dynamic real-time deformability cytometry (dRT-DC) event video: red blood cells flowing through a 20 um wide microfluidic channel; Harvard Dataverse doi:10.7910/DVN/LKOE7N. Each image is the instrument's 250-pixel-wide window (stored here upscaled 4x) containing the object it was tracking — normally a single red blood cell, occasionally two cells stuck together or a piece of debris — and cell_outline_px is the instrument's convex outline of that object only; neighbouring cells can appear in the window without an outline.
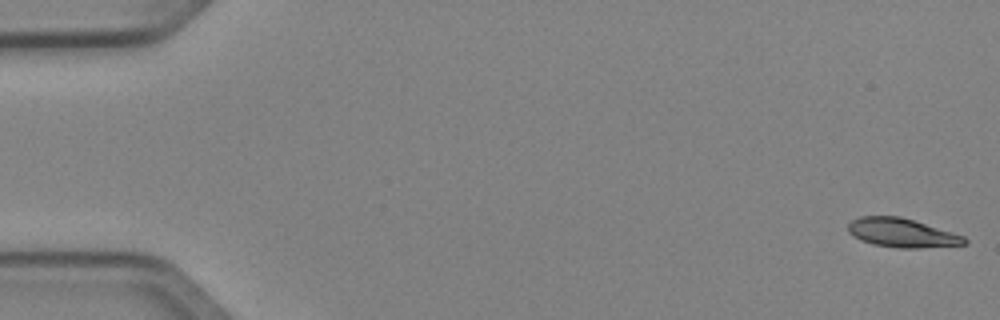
{"species": "Egyptian fruit bat (a non-hibernating species)", "species_latin": "Rousettus aegyptiacus", "temperature_condition": "cold", "stored_images_in_passage": 52, "segment_of_instrument_passage": [1, 2], "camera_frame_rate_fps": 3000, "um_per_image_px": 0.085, "animal": {"sex": "female"}, "frame": {"image": 1, "passage_image": 1, "time_ms": 0.0, "image_size_px": [1000, 320], "cell_outline_px": [[968, 244], [920, 248], [900, 248], [872, 244], [860, 240], [848, 232], [848, 224], [852, 220], [860, 216], [900, 216], [964, 236], [968, 240]], "centroid_in_image_um": [76.65, 19.8], "position_along_channel_um": 8.3, "area_um2": 19.54}}
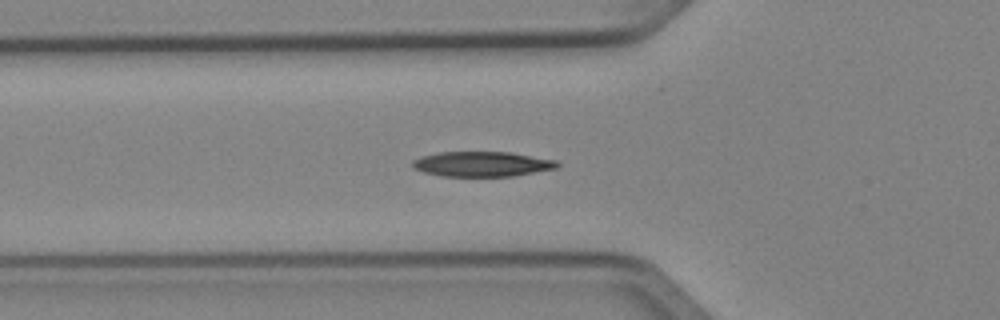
{"frame": {"image": 2, "passage_image": 18, "time_ms": 5.667, "image_size_px": [1000, 320], "cell_outline_px": [[560, 168], [512, 176], [444, 176], [424, 172], [416, 168], [412, 164], [412, 160], [424, 156], [440, 152], [512, 152], [556, 160], [560, 164]], "centroid_in_image_um": [41.06, 13.94], "position_along_channel_um": 84.7, "area_um2": 21.04}}
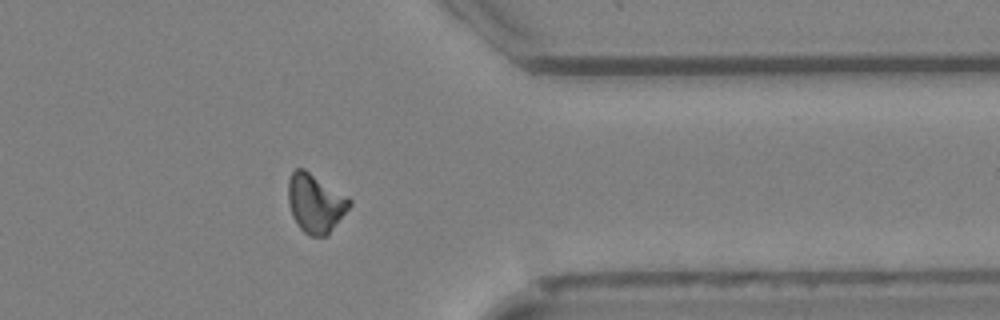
{"frame": {"image": 3, "passage_image": 41, "time_ms": 13.333, "image_size_px": [1000, 320], "cell_outline_px": [[352, 204], [328, 236], [308, 236], [300, 228], [292, 216], [288, 204], [288, 180], [292, 172], [296, 168], [304, 168], [348, 196], [352, 200]], "centroid_in_image_um": [26.81, 17.27], "position_along_channel_um": 384.6, "area_um2": 21.27}}